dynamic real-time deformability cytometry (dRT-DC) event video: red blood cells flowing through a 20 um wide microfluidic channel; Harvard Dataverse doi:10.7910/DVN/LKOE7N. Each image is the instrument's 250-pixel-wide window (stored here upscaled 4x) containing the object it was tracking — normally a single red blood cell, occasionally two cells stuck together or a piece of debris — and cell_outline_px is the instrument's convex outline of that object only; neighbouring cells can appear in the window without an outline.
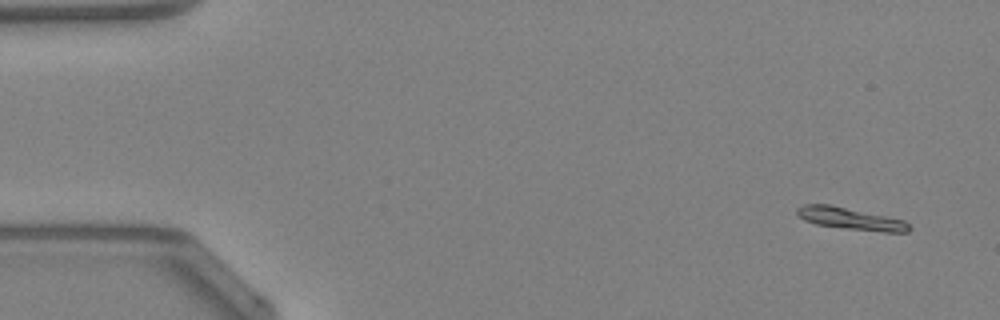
{"species": "Egyptian fruit bat (a non-hibernating species)", "species_latin": "Rousettus aegyptiacus", "temperature_condition": "warm", "stored_images_in_passage": 2, "camera_frame_rate_fps": 3000, "um_per_image_px": 0.085, "animal": {"sex": "female"}, "frame": {"image": 1, "passage_image": 2, "time_ms": 0.333, "image_size_px": [1000, 320], "cell_outline_px": [[912, 228], [908, 232], [884, 232], [848, 228], [816, 224], [804, 220], [796, 212], [796, 208], [804, 204], [828, 204], [904, 220]], "centroid_in_image_um": [72.29, 18.58], "position_along_channel_um": 12.7, "area_um2": 14.05}}